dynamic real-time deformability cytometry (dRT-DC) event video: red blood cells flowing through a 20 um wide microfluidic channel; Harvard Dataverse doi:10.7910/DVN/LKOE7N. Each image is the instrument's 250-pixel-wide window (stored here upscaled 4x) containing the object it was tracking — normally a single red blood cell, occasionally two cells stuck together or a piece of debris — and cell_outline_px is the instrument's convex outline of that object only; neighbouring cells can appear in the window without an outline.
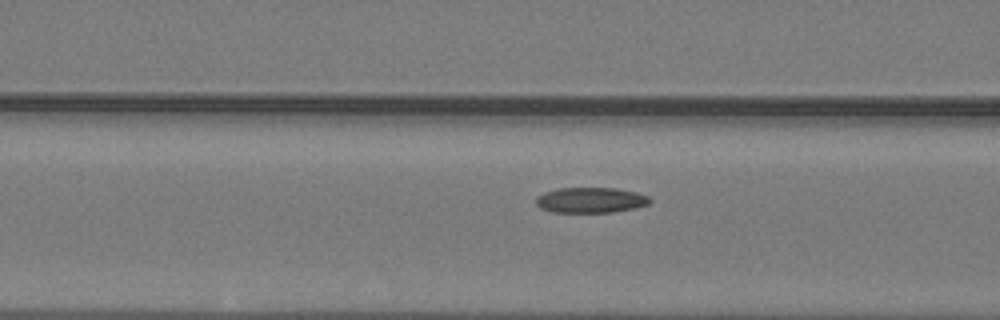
{"species": "common noctule bat (a hibernating species)", "species_latin": "Nyctalus noctula", "temperature_condition": "warm", "stored_images_in_passage": 8, "camera_frame_rate_fps": 3000, "um_per_image_px": 0.085, "animal": {"sex": "male", "body_mass_g": 19.2, "forearm_length_mm": 51.8}, "frame": {"image": 1, "passage_image": 6, "time_ms": 1.667, "image_size_px": [1000, 320], "cell_outline_px": [[652, 200], [648, 204], [636, 208], [612, 212], [552, 212], [540, 208], [536, 204], [536, 196], [544, 192], [556, 188], [616, 188], [636, 192], [648, 196]], "centroid_in_image_um": [50.19, 17.0], "position_along_channel_um": 116.4, "area_um2": 16.99}}